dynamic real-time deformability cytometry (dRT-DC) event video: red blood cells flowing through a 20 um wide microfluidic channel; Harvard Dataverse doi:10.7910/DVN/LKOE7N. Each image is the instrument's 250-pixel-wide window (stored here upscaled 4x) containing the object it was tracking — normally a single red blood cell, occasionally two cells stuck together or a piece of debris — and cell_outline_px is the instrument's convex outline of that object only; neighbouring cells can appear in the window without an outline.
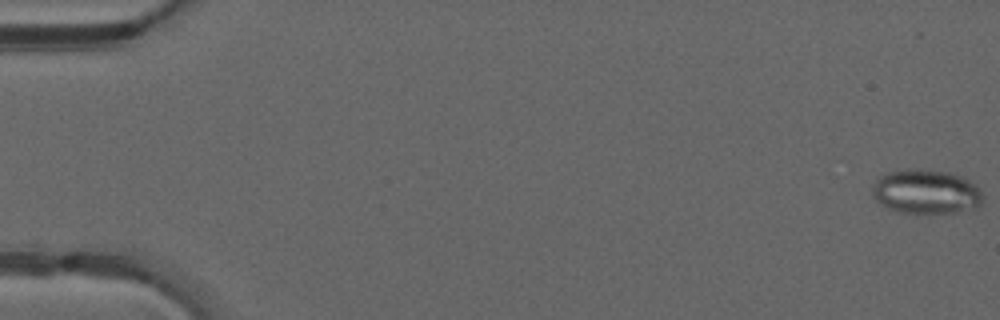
{"species": "common noctule bat (a hibernating species)", "species_latin": "Nyctalus noctula", "temperature_condition": "warm", "stored_images_in_passage": 11, "camera_frame_rate_fps": 3000, "um_per_image_px": 0.085, "animal": {"sex": "male", "forearm_length_mm": 52.5}, "frame": {"image": 1, "passage_image": 1, "time_ms": 0.0, "image_size_px": [1000, 320], "cell_outline_px": [[984, 200], [976, 208], [956, 212], [916, 216], [900, 212], [888, 208], [880, 204], [872, 196], [872, 184], [880, 176], [888, 172], [908, 168], [920, 168], [948, 172], [960, 176], [968, 180], [984, 196]], "centroid_in_image_um": [78.67, 16.33], "position_along_channel_um": 6.3, "area_um2": 29.3}}